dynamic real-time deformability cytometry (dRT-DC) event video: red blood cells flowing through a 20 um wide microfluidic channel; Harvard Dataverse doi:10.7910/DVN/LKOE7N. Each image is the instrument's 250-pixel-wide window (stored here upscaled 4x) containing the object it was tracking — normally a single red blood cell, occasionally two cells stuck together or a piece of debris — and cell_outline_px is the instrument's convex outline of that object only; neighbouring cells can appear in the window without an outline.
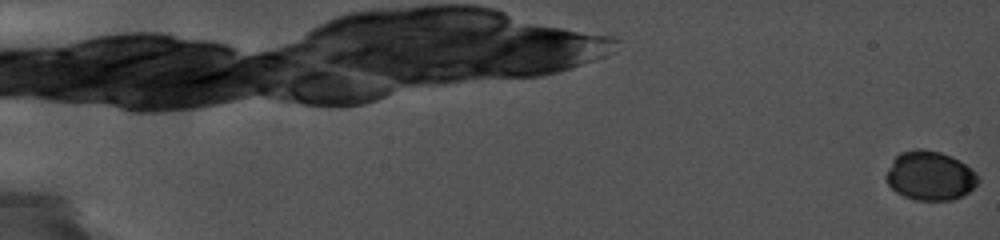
{"species": "common noctule bat (a hibernating species)", "species_latin": "Nyctalus noctula", "temperature_condition": "cold", "stored_images_in_passage": 34, "camera_frame_rate_fps": 5000, "um_per_image_px": 0.085, "animal": {"sex": "female", "body_mass_g": 19.0, "forearm_length_mm": 56.7}, "frame": {"image": 1, "passage_image": 1, "time_ms": 0.0, "image_size_px": [1000, 240], "cell_outline_px": [[980, 180], [968, 192], [952, 200], [916, 200], [904, 196], [896, 192], [888, 184], [884, 176], [892, 160], [900, 152], [916, 148], [920, 148], [940, 152], [952, 156], [960, 160], [972, 168], [976, 172]], "centroid_in_image_um": [79.04, 14.92], "position_along_channel_um": 6.0, "area_um2": 26.53}}
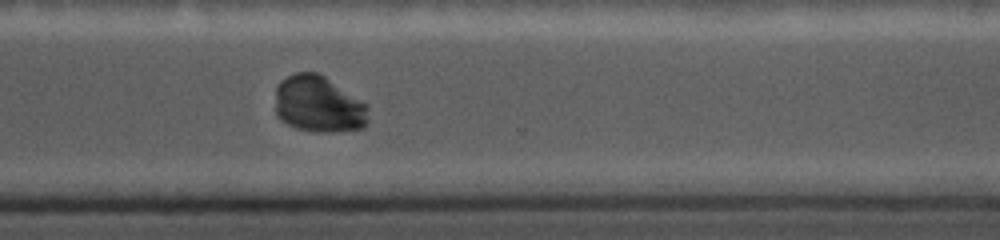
{"frame": {"image": 2, "passage_image": 30, "time_ms": 14.8, "image_size_px": [1000, 240], "cell_outline_px": [[368, 124], [364, 128], [332, 132], [316, 132], [296, 128], [280, 120], [276, 112], [276, 88], [280, 80], [296, 72], [316, 72], [324, 76], [368, 104]], "centroid_in_image_um": [27.09, 8.87], "position_along_channel_um": 343.5, "area_um2": 30.92}}
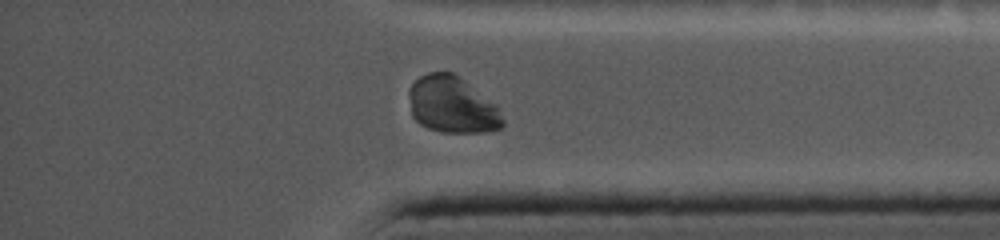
{"frame": {"image": 3, "passage_image": 33, "time_ms": 16.2, "image_size_px": [1000, 240], "cell_outline_px": [[504, 124], [500, 128], [484, 132], [444, 132], [428, 128], [420, 124], [412, 116], [408, 96], [408, 88], [420, 76], [428, 72], [452, 72], [496, 104], [504, 120]], "centroid_in_image_um": [38.41, 8.92], "position_along_channel_um": 396.8, "area_um2": 30.81}}